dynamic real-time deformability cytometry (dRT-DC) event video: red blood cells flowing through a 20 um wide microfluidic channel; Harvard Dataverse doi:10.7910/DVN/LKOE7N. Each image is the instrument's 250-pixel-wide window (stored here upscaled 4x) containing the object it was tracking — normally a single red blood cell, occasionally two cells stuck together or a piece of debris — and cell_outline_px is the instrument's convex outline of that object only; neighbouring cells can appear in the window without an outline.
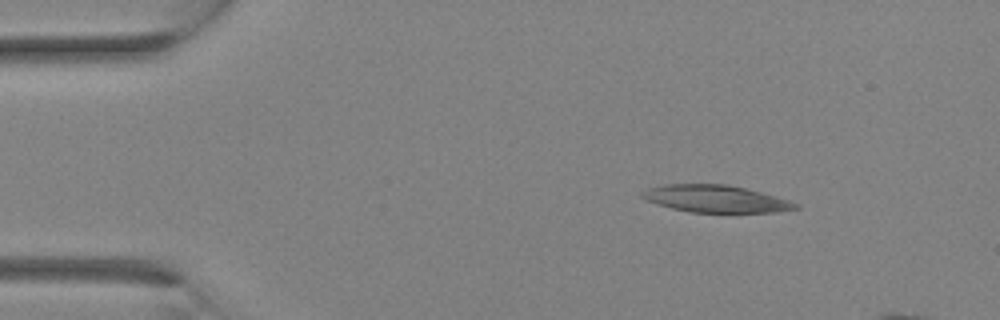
{"species": "Egyptian fruit bat (a non-hibernating species)", "species_latin": "Rousettus aegyptiacus", "temperature_condition": "room temperature", "stored_images_in_passage": 18, "camera_frame_rate_fps": 3000, "um_per_image_px": 0.085, "animal": {"sex": "female"}, "frame": {"image": 1, "passage_image": 1, "time_ms": 0.0, "image_size_px": [1000, 320], "cell_outline_px": [[800, 208], [776, 212], [688, 212], [656, 204], [640, 196], [640, 192], [648, 188], [664, 184], [728, 184], [776, 196], [800, 204]], "centroid_in_image_um": [60.82, 16.89], "position_along_channel_um": 24.2, "area_um2": 24.28}}
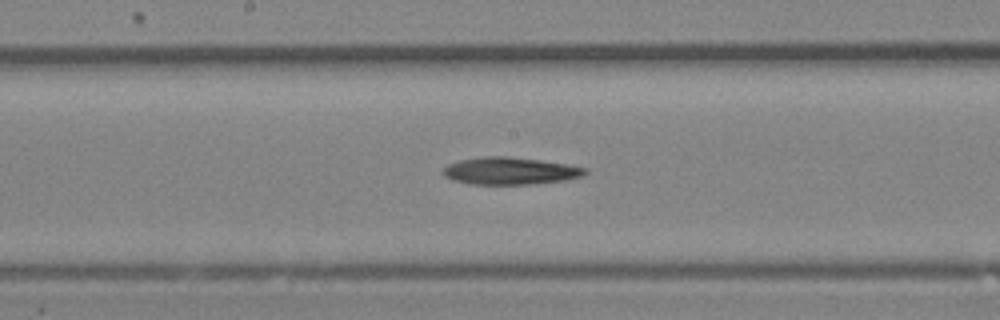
{"frame": {"image": 2, "passage_image": 12, "time_ms": 3.667, "image_size_px": [1000, 320], "cell_outline_px": [[588, 172], [584, 176], [564, 180], [528, 184], [468, 184], [452, 180], [444, 176], [440, 172], [448, 164], [460, 160], [484, 156], [508, 156], [540, 160], [588, 168]], "centroid_in_image_um": [43.32, 14.53], "position_along_channel_um": 204.9, "area_um2": 22.6}}
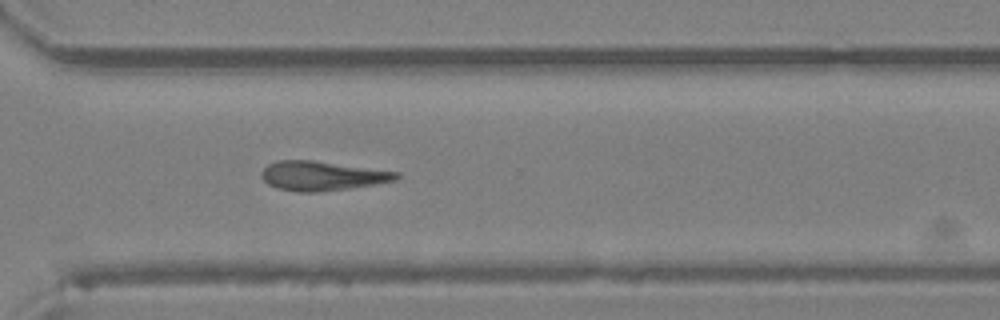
{"frame": {"image": 3, "passage_image": 18, "time_ms": 5.667, "image_size_px": [1000, 320], "cell_outline_px": [[400, 176], [396, 180], [376, 184], [320, 192], [296, 192], [276, 188], [268, 184], [260, 176], [260, 172], [268, 164], [280, 160], [312, 160], [400, 172]], "centroid_in_image_um": [27.36, 14.95], "position_along_channel_um": 343.2, "area_um2": 23.12}}